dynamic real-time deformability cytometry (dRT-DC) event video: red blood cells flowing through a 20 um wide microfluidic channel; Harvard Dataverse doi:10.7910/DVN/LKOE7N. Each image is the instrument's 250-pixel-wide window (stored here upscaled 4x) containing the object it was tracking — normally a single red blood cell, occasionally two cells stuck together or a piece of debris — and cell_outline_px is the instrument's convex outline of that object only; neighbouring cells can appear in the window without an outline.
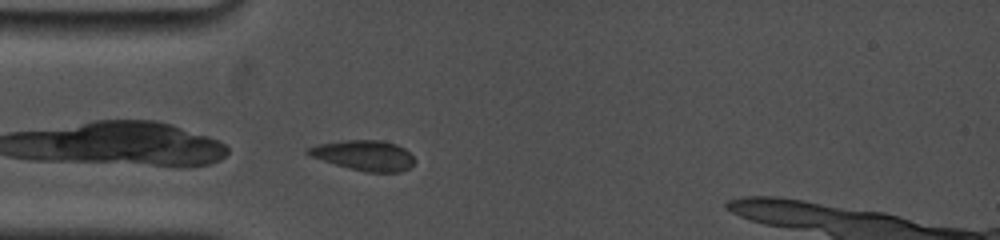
{"species": "common noctule bat (a hibernating species)", "species_latin": "Nyctalus noctula", "temperature_condition": "cold", "stored_images_in_passage": 11, "camera_frame_rate_fps": 5000, "um_per_image_px": 0.085, "animal": {"sex": "female", "body_mass_g": 19.0, "forearm_length_mm": 53.3}, "frame": {"image": 1, "passage_image": 1, "time_ms": 0.0, "image_size_px": [1000, 240], "cell_outline_px": [[416, 160], [408, 168], [400, 172], [364, 172], [348, 168], [312, 156], [304, 152], [304, 148], [320, 144], [344, 140], [384, 140], [396, 144], [404, 148]], "centroid_in_image_um": [30.95, 13.2], "position_along_channel_um": 54.0, "area_um2": 18.67}}
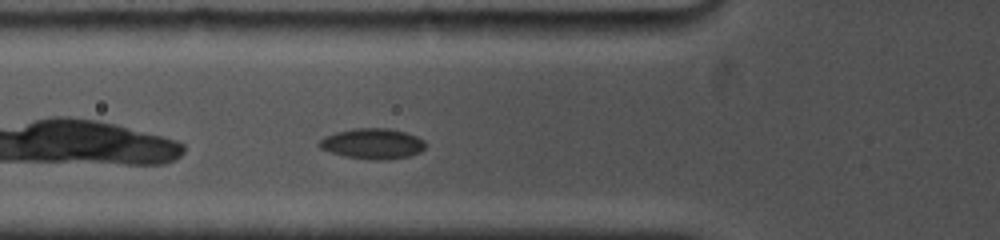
{"frame": {"image": 2, "passage_image": 9, "time_ms": 1.2, "image_size_px": [1000, 240], "cell_outline_px": [[428, 144], [420, 152], [408, 156], [380, 160], [376, 160], [344, 156], [320, 148], [316, 144], [324, 136], [336, 132], [356, 128], [388, 128], [404, 132], [416, 136], [424, 140]], "centroid_in_image_um": [31.66, 12.2], "position_along_channel_um": 94.1, "area_um2": 18.79}}